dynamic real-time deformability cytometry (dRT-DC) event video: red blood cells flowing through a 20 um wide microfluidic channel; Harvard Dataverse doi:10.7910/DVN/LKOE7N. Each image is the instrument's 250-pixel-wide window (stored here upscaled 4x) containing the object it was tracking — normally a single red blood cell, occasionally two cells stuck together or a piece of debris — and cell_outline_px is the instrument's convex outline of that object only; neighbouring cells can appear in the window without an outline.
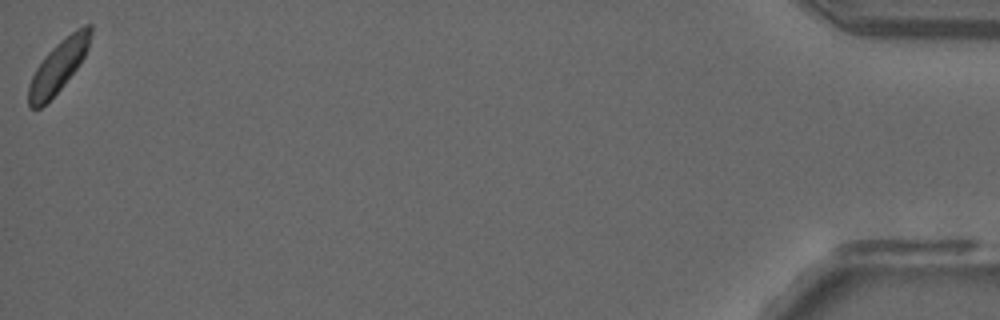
{"species": "common noctule bat (a hibernating species)", "species_latin": "Nyctalus noctula", "temperature_condition": "room temperature", "stored_images_in_passage": 14, "camera_frame_rate_fps": 3000, "um_per_image_px": 0.085, "animal": {"sex": "male", "forearm_length_mm": 52.5}, "frame": {"image": 1, "passage_image": 14, "time_ms": 16.667, "image_size_px": [1000, 320], "cell_outline_px": [[92, 32], [88, 48], [80, 64], [60, 88], [40, 108], [28, 108], [28, 84], [36, 68], [44, 56], [60, 40], [84, 24], [92, 24]], "centroid_in_image_um": [4.95, 5.61], "position_along_channel_um": 430.2, "area_um2": 18.44}}